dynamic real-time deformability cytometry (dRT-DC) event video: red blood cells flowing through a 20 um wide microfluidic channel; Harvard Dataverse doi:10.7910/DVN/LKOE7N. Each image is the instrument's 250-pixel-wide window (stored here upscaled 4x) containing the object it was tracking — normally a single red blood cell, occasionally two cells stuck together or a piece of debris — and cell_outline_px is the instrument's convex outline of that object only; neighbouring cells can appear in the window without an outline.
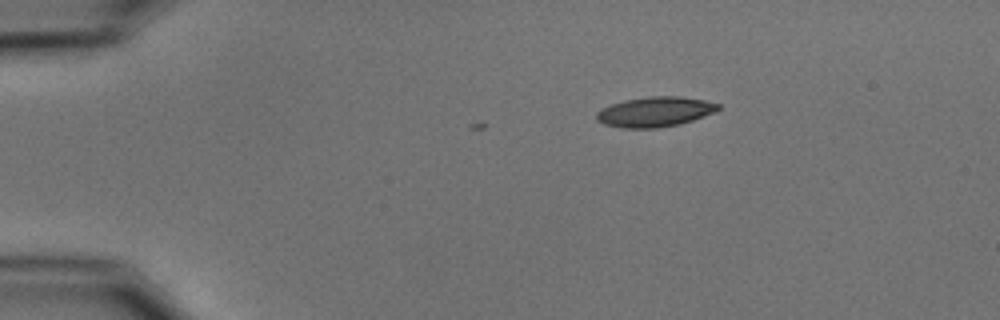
{"species": "common noctule bat (a hibernating species)", "species_latin": "Nyctalus noctula", "temperature_condition": "cold", "stored_images_in_passage": 4, "camera_frame_rate_fps": 3000, "um_per_image_px": 0.085, "animal": {"sex": "male", "body_mass_g": 15.6}, "frame": {"image": 1, "passage_image": 1, "time_ms": 0.0, "image_size_px": [1000, 320], "cell_outline_px": [[720, 108], [704, 116], [680, 124], [656, 128], [620, 128], [604, 124], [596, 120], [596, 112], [612, 104], [624, 100], [648, 96], [680, 96], [704, 100], [720, 104]], "centroid_in_image_um": [55.65, 9.5], "position_along_channel_um": 29.3, "area_um2": 21.21}}